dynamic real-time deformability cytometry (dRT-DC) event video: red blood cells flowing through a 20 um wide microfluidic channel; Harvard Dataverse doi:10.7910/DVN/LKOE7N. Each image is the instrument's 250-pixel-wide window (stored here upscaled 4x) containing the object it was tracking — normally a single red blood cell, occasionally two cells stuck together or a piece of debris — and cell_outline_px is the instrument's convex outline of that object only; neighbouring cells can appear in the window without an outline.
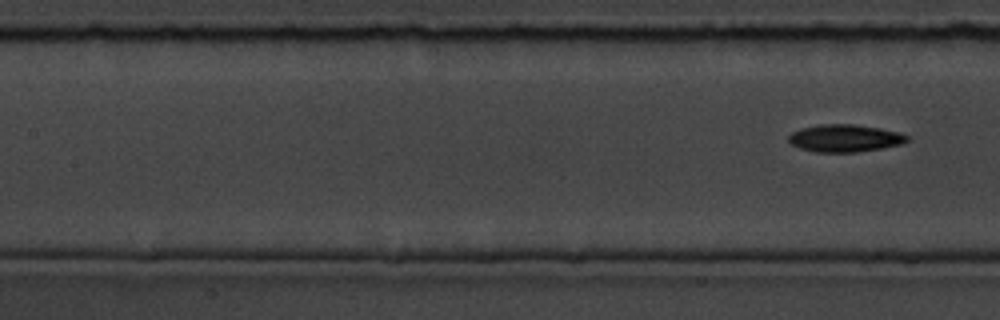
{"species": "common noctule bat (a hibernating species)", "species_latin": "Nyctalus noctula", "temperature_condition": "room temperature", "stored_images_in_passage": 8, "segment_of_instrument_passage": [2, 2], "camera_frame_rate_fps": 3000, "um_per_image_px": 0.085, "animal": {"sex": "male", "body_mass_g": 19.5, "forearm_length_mm": 54.6}, "frame": {"image": 1, "passage_image": 8, "time_ms": 9.667, "image_size_px": [1000, 320], "cell_outline_px": [[908, 140], [904, 144], [856, 152], [816, 152], [800, 148], [792, 144], [788, 140], [788, 136], [792, 132], [800, 128], [820, 124], [852, 124], [880, 128], [900, 132], [908, 136]], "centroid_in_image_um": [71.81, 11.74], "position_along_channel_um": 135.6, "area_um2": 18.96}}